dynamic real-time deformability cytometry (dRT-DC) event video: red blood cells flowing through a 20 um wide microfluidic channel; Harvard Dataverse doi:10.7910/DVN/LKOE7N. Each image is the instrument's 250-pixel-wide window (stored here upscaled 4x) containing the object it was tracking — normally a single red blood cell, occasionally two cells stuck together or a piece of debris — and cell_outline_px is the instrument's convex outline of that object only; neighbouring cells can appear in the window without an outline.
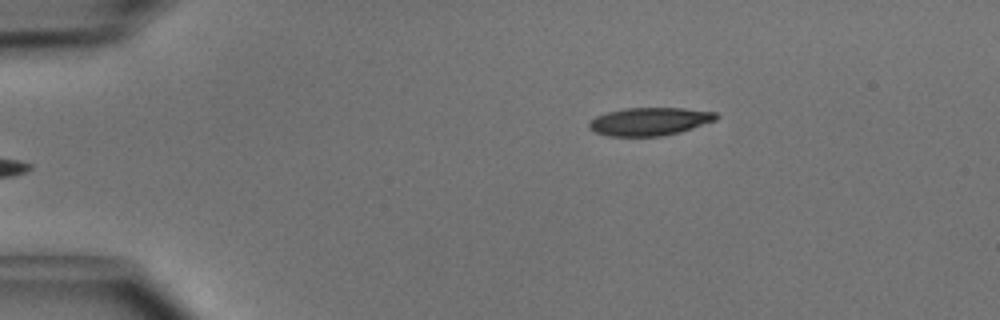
{"species": "common noctule bat (a hibernating species)", "species_latin": "Nyctalus noctula", "temperature_condition": "cold", "stored_images_in_passage": 41, "camera_frame_rate_fps": 3000, "um_per_image_px": 0.085, "animal": {"sex": "male", "body_mass_g": 15.6}, "frame": {"image": 1, "passage_image": 1, "time_ms": 0.0, "image_size_px": [1000, 320], "cell_outline_px": [[720, 116], [716, 120], [680, 132], [660, 136], [608, 136], [596, 132], [588, 128], [588, 120], [596, 116], [608, 112], [624, 108], [684, 108], [716, 112]], "centroid_in_image_um": [55.21, 10.32], "position_along_channel_um": 29.8, "area_um2": 20.81}}
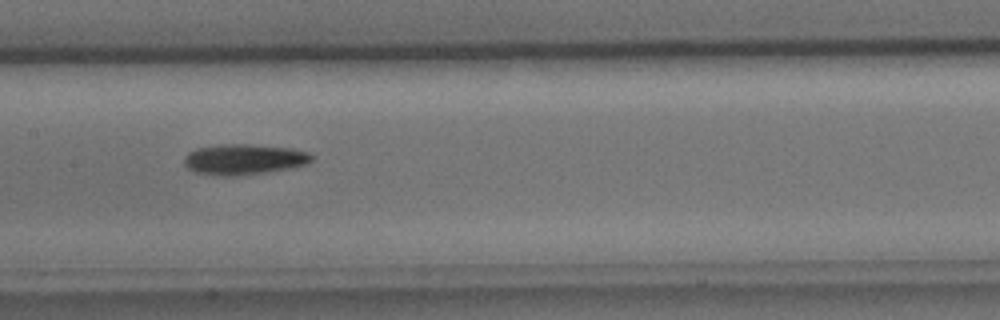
{"frame": {"image": 2, "passage_image": 17, "time_ms": 5.333, "image_size_px": [1000, 320], "cell_outline_px": [[312, 160], [304, 164], [288, 168], [240, 176], [220, 176], [196, 172], [188, 168], [184, 164], [184, 156], [188, 152], [196, 148], [224, 144], [252, 144], [292, 148], [308, 152], [312, 156]], "centroid_in_image_um": [20.69, 13.54], "position_along_channel_um": 186.7, "area_um2": 22.66}}
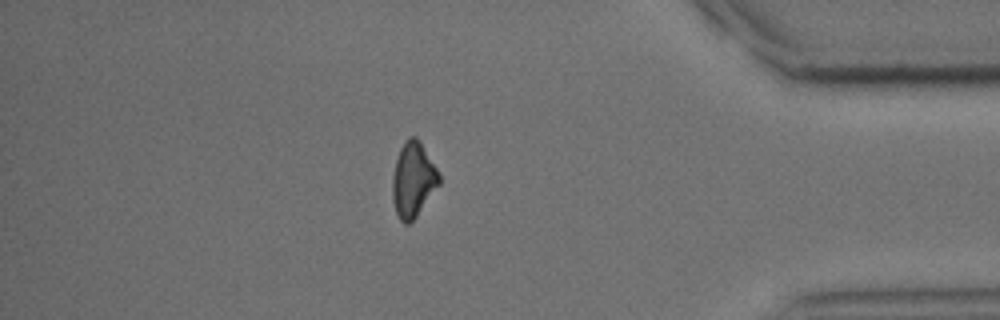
{"frame": {"image": 3, "passage_image": 35, "time_ms": 11.333, "image_size_px": [1000, 320], "cell_outline_px": [[440, 184], [416, 216], [408, 224], [404, 224], [400, 220], [396, 212], [392, 200], [392, 176], [396, 160], [400, 148], [408, 136], [416, 136], [420, 140], [436, 168], [440, 176]], "centroid_in_image_um": [35.1, 15.26], "position_along_channel_um": 400.1, "area_um2": 20.35}, "authors_computed_cell_mechanics": {"area_um2": 21.386, "velocity_mm_per_s": 4.0661, "shape_relaxation_time_tau1_ms": 2.8666, "shape_relaxation_time_tau2_ms": null, "deformation_change_tau1": 0.1314, "deformation_change_tau2": null}}